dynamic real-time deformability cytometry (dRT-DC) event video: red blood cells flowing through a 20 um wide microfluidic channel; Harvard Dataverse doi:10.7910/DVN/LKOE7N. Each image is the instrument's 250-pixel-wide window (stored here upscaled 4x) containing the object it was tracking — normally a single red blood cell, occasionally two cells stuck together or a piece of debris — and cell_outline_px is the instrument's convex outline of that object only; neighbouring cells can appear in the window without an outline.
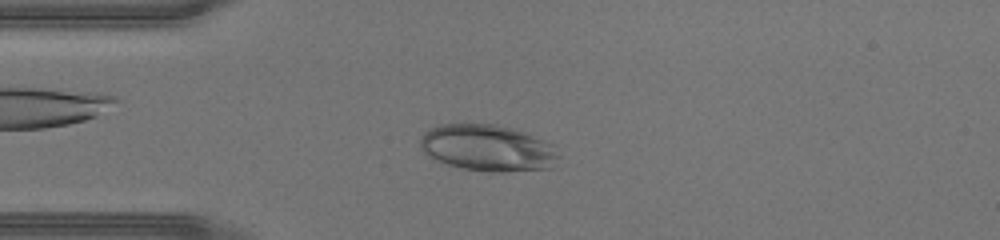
{"species": "human", "species_latin": "Homo sapiens", "temperature_condition": "warm", "stored_images_in_passage": 42, "camera_frame_rate_fps": 3000, "um_per_image_px": 0.085, "donor": {"sex": "male"}, "frame": {"image": 1, "passage_image": 9, "time_ms": 2.667, "image_size_px": [1000, 240], "cell_outline_px": [[560, 156], [552, 168], [504, 172], [492, 172], [464, 168], [448, 164], [436, 160], [428, 156], [420, 148], [420, 140], [424, 132], [440, 124], [492, 124], [512, 128], [524, 132], [552, 144]], "centroid_in_image_um": [41.46, 12.58], "position_along_channel_um": 43.5, "area_um2": 37.4}}
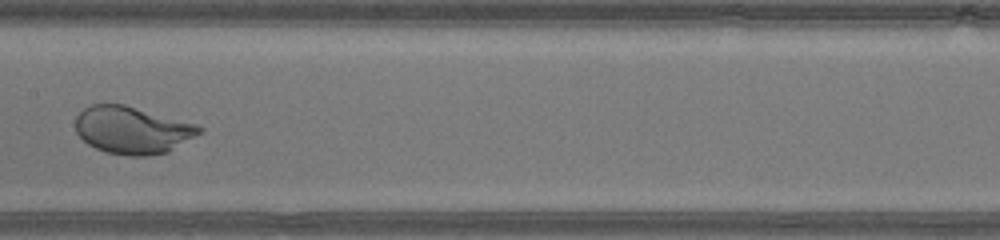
{"frame": {"image": 2, "passage_image": 20, "time_ms": 6.333, "image_size_px": [1000, 240], "cell_outline_px": [[204, 132], [168, 152], [148, 156], [128, 156], [108, 152], [96, 148], [88, 144], [76, 132], [76, 116], [84, 108], [92, 104], [124, 104], [200, 124], [204, 128]], "centroid_in_image_um": [11.31, 11.05], "position_along_channel_um": 196.1, "area_um2": 34.51}}
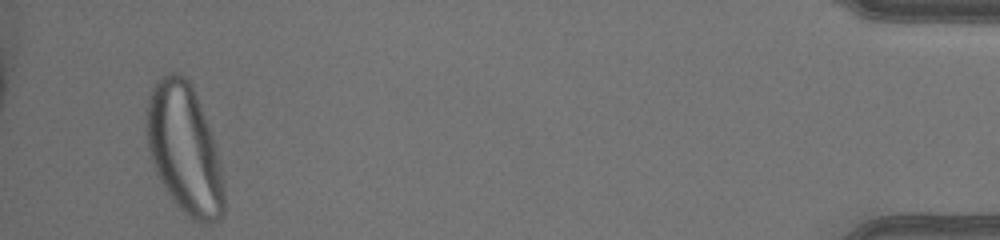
{"frame": {"image": 3, "passage_image": 40, "time_ms": 13.0, "image_size_px": [1000, 240], "cell_outline_px": [[224, 216], [212, 224], [200, 224], [192, 220], [172, 200], [160, 180], [156, 172], [148, 148], [148, 96], [156, 80], [160, 76], [168, 72], [176, 72], [184, 76], [188, 80], [196, 96], [212, 136], [224, 172]], "centroid_in_image_um": [15.71, 12.73], "position_along_channel_um": 419.5, "area_um2": 58.32}}